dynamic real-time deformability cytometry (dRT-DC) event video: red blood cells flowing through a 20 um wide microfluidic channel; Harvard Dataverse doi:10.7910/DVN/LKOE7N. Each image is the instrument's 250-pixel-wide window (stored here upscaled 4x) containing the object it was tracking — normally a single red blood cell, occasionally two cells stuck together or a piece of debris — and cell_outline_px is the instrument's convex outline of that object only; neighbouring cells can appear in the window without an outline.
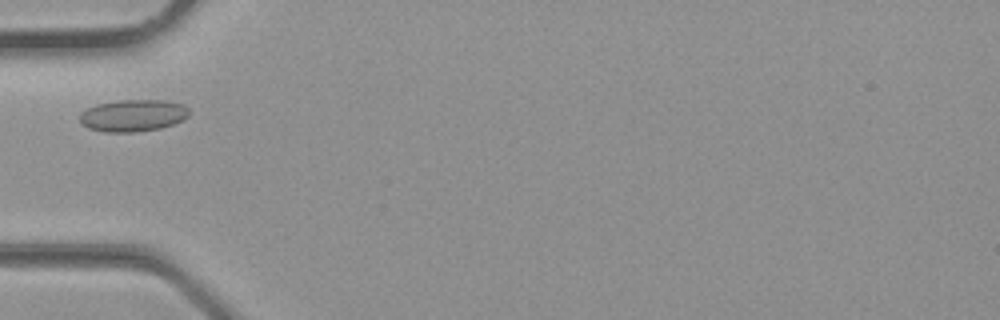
{"species": "common noctule bat (a hibernating species)", "species_latin": "Nyctalus noctula", "temperature_condition": "room temperature", "stored_images_in_passage": 28, "camera_frame_rate_fps": 3000, "um_per_image_px": 0.085, "animal": {"sex": "male", "body_mass_g": 23.1, "forearm_length_mm": 52.7}, "frame": {"image": 1, "passage_image": 5, "time_ms": 1.333, "image_size_px": [1000, 320], "cell_outline_px": [[188, 116], [172, 124], [160, 128], [136, 132], [104, 132], [88, 128], [80, 124], [80, 112], [96, 104], [120, 100], [168, 100], [184, 104], [188, 108]], "centroid_in_image_um": [11.28, 9.81], "position_along_channel_um": 73.7, "area_um2": 20.46}}
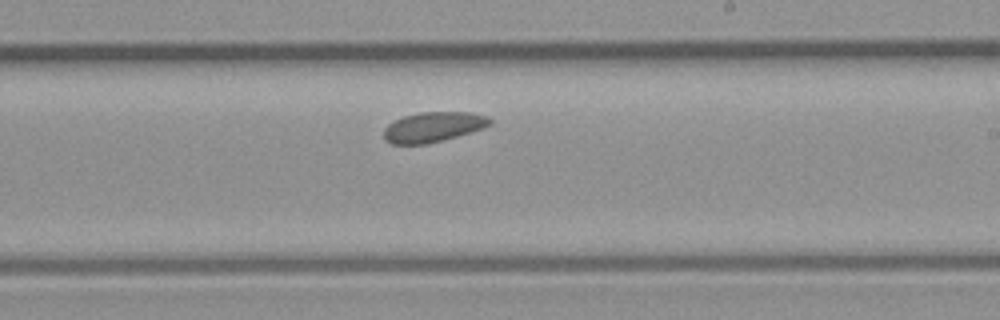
{"frame": {"image": 2, "passage_image": 14, "time_ms": 4.333, "image_size_px": [1000, 320], "cell_outline_px": [[492, 124], [484, 128], [456, 136], [424, 144], [392, 144], [384, 140], [384, 128], [388, 124], [404, 116], [420, 112], [472, 112], [488, 116], [492, 120]], "centroid_in_image_um": [36.83, 10.78], "position_along_channel_um": 252.2, "area_um2": 18.5}}
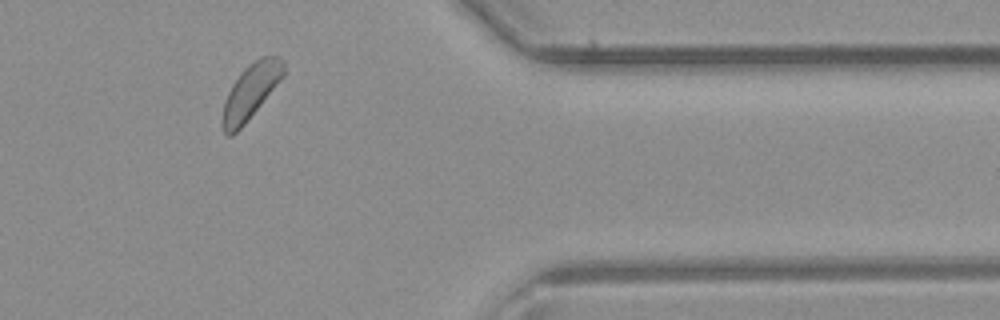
{"frame": {"image": 3, "passage_image": 22, "time_ms": 7.0, "image_size_px": [1000, 320], "cell_outline_px": [[284, 72], [276, 84], [244, 124], [232, 136], [228, 136], [224, 132], [220, 124], [220, 120], [224, 100], [232, 84], [240, 72], [248, 64], [260, 56], [280, 56], [284, 60]], "centroid_in_image_um": [21.24, 7.78], "position_along_channel_um": 390.2, "area_um2": 19.42}}